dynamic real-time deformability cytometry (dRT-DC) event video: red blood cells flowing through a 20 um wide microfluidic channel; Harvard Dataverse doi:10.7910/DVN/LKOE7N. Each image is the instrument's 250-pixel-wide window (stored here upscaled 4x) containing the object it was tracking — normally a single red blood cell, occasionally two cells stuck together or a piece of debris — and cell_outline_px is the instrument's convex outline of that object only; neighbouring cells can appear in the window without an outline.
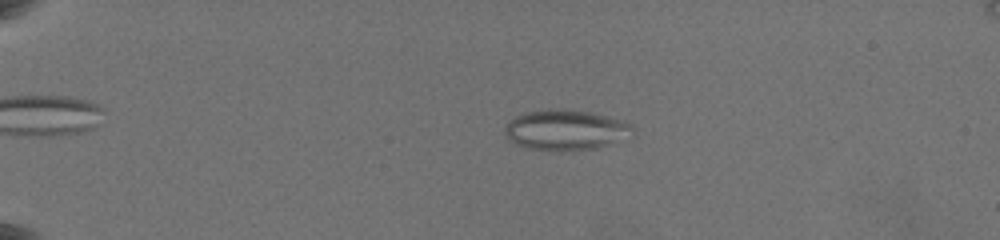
{"species": "common noctule bat (a hibernating species)", "species_latin": "Nyctalus noctula", "temperature_condition": "warm", "stored_images_in_passage": 17, "camera_frame_rate_fps": 3000, "um_per_image_px": 0.085, "animal": {"sex": "female", "body_mass_g": 19.5, "forearm_length_mm": 54.1}, "frame": {"image": 1, "passage_image": 10, "time_ms": 5.0, "image_size_px": [1000, 240], "cell_outline_px": [[632, 128], [604, 144], [596, 148], [572, 152], [556, 152], [528, 148], [516, 144], [504, 132], [504, 128], [508, 120], [524, 112], [548, 108], [564, 108], [588, 112], [608, 116], [624, 120], [632, 124]], "centroid_in_image_um": [47.92, 11.03], "position_along_channel_um": 37.1, "area_um2": 29.71}}
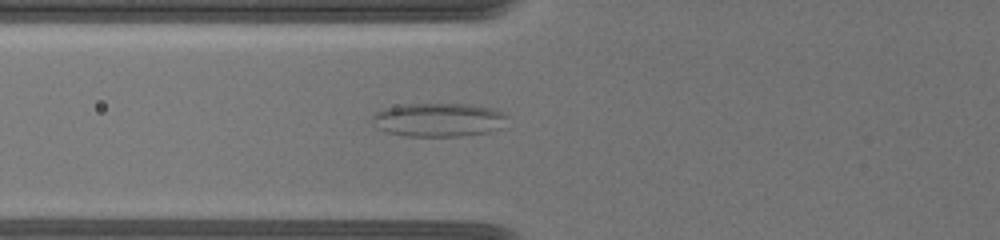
{"frame": {"image": 2, "passage_image": 17, "time_ms": 8.667, "image_size_px": [1000, 240], "cell_outline_px": [[504, 128], [488, 132], [460, 136], [404, 136], [388, 132], [380, 128], [372, 120], [372, 116], [376, 112], [384, 108], [404, 104], [472, 104], [496, 108], [504, 112]], "centroid_in_image_um": [37.32, 10.17], "position_along_channel_um": 88.5, "area_um2": 26.53}}